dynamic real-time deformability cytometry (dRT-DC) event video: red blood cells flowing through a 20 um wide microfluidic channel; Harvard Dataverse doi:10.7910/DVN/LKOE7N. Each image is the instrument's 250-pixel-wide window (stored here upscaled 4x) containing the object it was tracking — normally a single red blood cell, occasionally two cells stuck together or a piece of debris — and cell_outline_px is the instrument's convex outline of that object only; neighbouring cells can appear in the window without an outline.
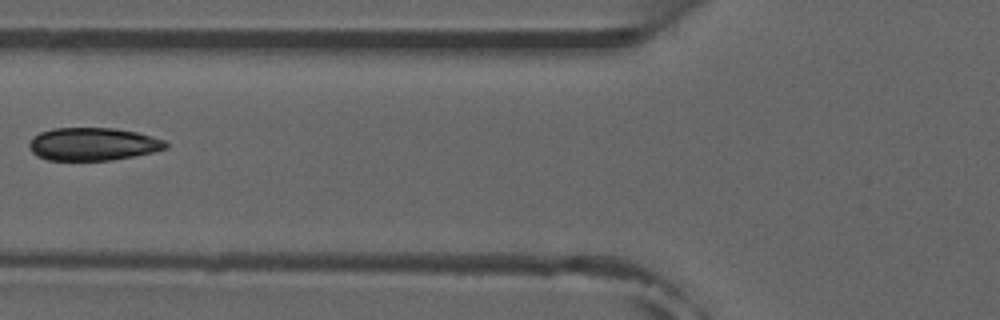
{"species": "common noctule bat (a hibernating species)", "species_latin": "Nyctalus noctula", "temperature_condition": "room temperature", "stored_images_in_passage": 6, "camera_frame_rate_fps": 3000, "um_per_image_px": 0.085, "animal": {"sex": "male", "forearm_length_mm": 52.5}, "frame": {"image": 1, "passage_image": 6, "time_ms": 6.667, "image_size_px": [1000, 320], "cell_outline_px": [[168, 148], [152, 152], [112, 160], [48, 160], [36, 156], [28, 148], [28, 144], [32, 136], [40, 132], [56, 128], [116, 128], [136, 132], [152, 136], [164, 140], [168, 144]], "centroid_in_image_um": [7.87, 12.24], "position_along_channel_um": 117.9, "area_um2": 26.24}}